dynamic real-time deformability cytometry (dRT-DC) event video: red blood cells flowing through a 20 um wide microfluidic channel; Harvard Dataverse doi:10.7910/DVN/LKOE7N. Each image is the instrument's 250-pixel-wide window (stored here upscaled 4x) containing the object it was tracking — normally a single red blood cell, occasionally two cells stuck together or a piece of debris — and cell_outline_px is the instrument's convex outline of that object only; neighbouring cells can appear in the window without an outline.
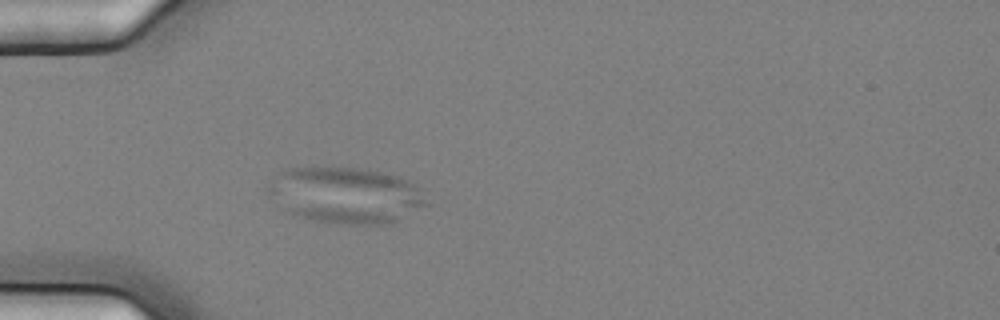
{"species": "common noctule bat (a hibernating species)", "species_latin": "Nyctalus noctula", "temperature_condition": "cold", "stored_images_in_passage": 60, "camera_frame_rate_fps": 3000, "um_per_image_px": 0.085, "animal": {"sex": "female", "body_mass_g": 25.1}, "frame": {"image": 1, "passage_image": 20, "time_ms": 6.333, "image_size_px": [1000, 320], "cell_outline_px": [[432, 204], [392, 224], [344, 224], [312, 220], [292, 212], [268, 192], [264, 188], [284, 168], [356, 168], [380, 172], [400, 176], [416, 184]], "centroid_in_image_um": [29.51, 16.6], "position_along_channel_um": 55.5, "area_um2": 51.62}}
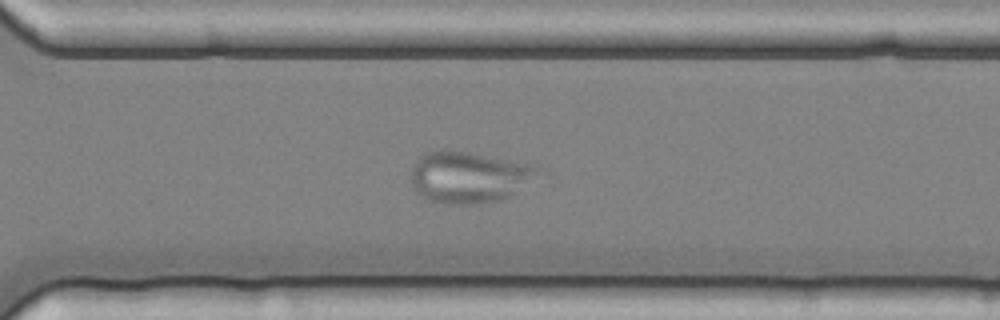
{"frame": {"image": 2, "passage_image": 44, "time_ms": 14.333, "image_size_px": [1000, 320], "cell_outline_px": [[552, 168], [548, 172], [508, 196], [500, 200], [476, 204], [444, 204], [432, 200], [416, 192], [412, 184], [412, 168], [416, 160], [424, 152], [444, 148], [540, 164]], "centroid_in_image_um": [40.01, 15.01], "position_along_channel_um": 330.6, "area_um2": 39.3}}
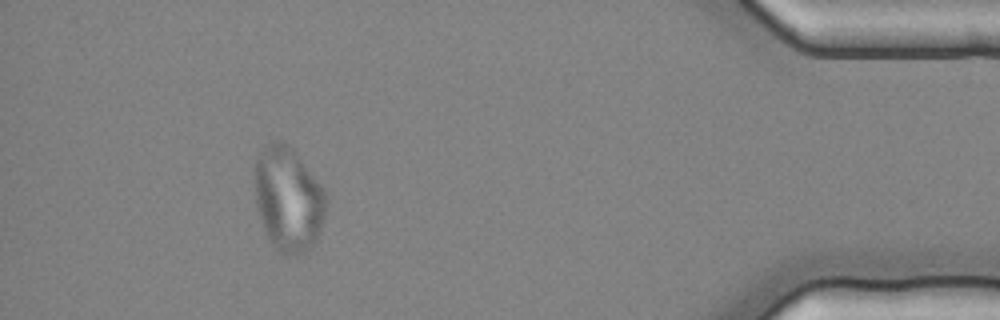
{"frame": {"image": 3, "passage_image": 55, "time_ms": 18.0, "image_size_px": [1000, 320], "cell_outline_px": [[328, 204], [316, 244], [308, 252], [296, 256], [280, 252], [268, 240], [260, 220], [256, 204], [256, 156], [264, 144], [272, 140], [280, 140], [292, 148], [296, 152], [324, 188]], "centroid_in_image_um": [24.53, 16.93], "position_along_channel_um": 410.7, "area_um2": 44.04}}